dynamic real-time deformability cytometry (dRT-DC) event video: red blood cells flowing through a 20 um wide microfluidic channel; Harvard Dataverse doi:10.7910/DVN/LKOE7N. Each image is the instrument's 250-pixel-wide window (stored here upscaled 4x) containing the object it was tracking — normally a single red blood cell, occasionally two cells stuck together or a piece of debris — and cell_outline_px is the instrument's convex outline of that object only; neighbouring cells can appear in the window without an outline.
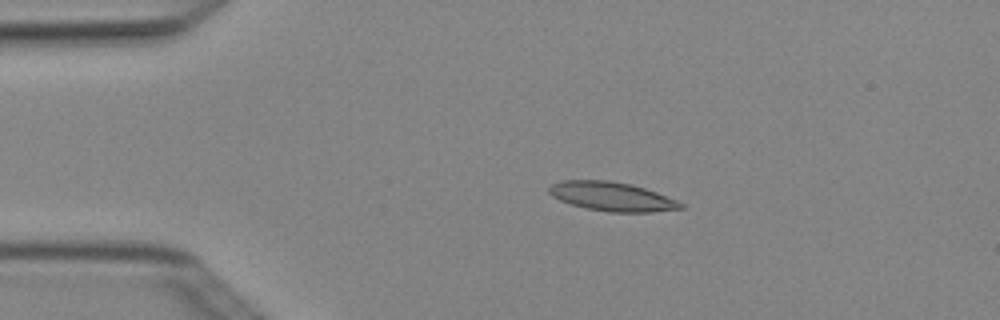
{"species": "Egyptian fruit bat (a non-hibernating species)", "species_latin": "Rousettus aegyptiacus", "temperature_condition": "cold", "stored_images_in_passage": 3, "camera_frame_rate_fps": 3000, "um_per_image_px": 0.085, "animal": {"sex": "female"}, "frame": {"image": 1, "passage_image": 2, "time_ms": 0.333, "image_size_px": [1000, 320], "cell_outline_px": [[684, 208], [652, 212], [608, 212], [588, 208], [572, 204], [560, 200], [552, 196], [548, 192], [548, 188], [552, 184], [560, 180], [608, 180], [632, 184], [656, 192], [676, 200], [684, 204]], "centroid_in_image_um": [52.0, 16.7], "position_along_channel_um": 33.0, "area_um2": 22.2}}